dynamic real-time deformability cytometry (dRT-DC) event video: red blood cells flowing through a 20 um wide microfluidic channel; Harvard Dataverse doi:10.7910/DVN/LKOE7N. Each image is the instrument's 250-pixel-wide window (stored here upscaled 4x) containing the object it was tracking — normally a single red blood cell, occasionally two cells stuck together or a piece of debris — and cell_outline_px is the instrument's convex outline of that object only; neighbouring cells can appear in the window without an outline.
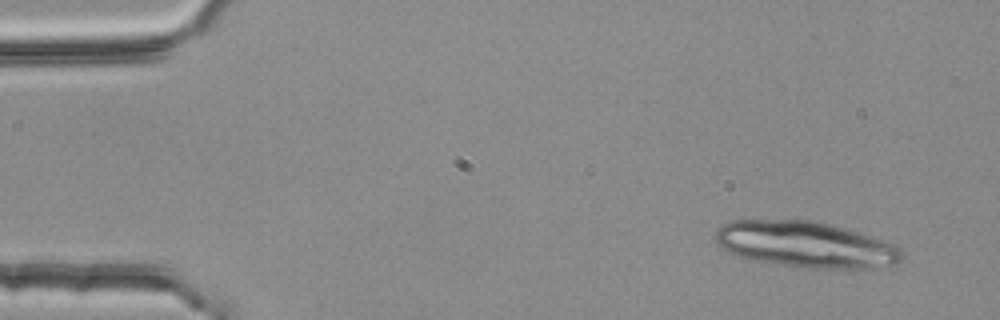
{"species": "common noctule bat (a hibernating species)", "species_latin": "Nyctalus noctula", "temperature_condition": "room temperature", "stored_images_in_passage": 2, "camera_frame_rate_fps": 3000, "um_per_image_px": 0.085, "animal": {"sex": "female", "body_mass_g": 25.1}, "frame": {"image": 1, "passage_image": 2, "time_ms": 0.333, "image_size_px": [1000, 320], "cell_outline_px": [[900, 260], [896, 264], [868, 268], [812, 268], [748, 260], [724, 248], [716, 240], [716, 228], [720, 224], [732, 220], [816, 220], [884, 240], [900, 248]], "centroid_in_image_um": [68.44, 20.77], "position_along_channel_um": 16.6, "area_um2": 49.53}}